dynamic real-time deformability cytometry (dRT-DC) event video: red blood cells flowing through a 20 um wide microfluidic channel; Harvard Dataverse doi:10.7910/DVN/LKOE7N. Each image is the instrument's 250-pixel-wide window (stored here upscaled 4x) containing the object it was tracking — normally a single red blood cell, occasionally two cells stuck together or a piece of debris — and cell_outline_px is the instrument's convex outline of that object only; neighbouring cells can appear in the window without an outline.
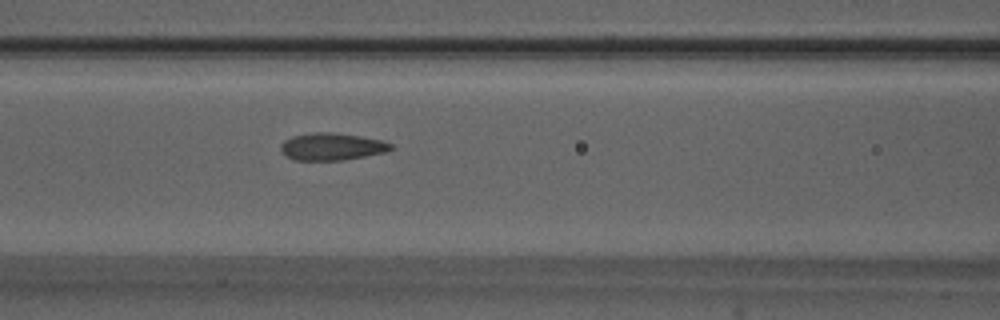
{"species": "Egyptian fruit bat (a non-hibernating species)", "species_latin": "Rousettus aegyptiacus", "temperature_condition": "warm", "stored_images_in_passage": 26, "camera_frame_rate_fps": 3000, "um_per_image_px": 0.085, "animal": {"sex": "male"}, "frame": {"image": 1, "passage_image": 16, "time_ms": 5.0, "image_size_px": [1000, 320], "cell_outline_px": [[396, 148], [384, 152], [344, 160], [296, 160], [280, 152], [280, 144], [284, 140], [292, 136], [312, 132], [332, 132], [360, 136], [380, 140], [392, 144]], "centroid_in_image_um": [28.19, 12.45], "position_along_channel_um": 138.4, "area_um2": 17.51}}
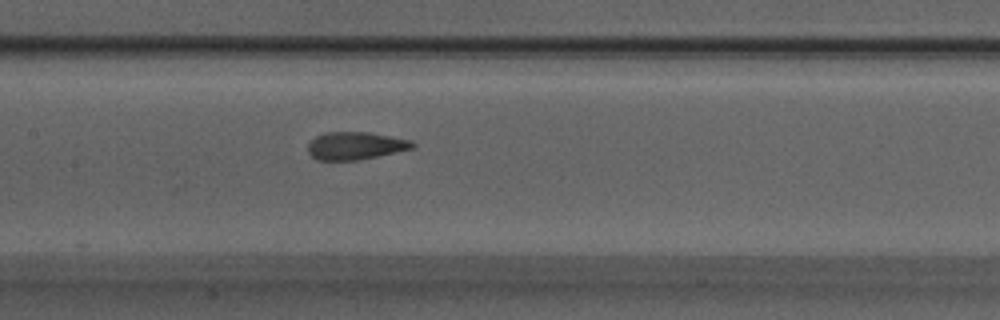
{"frame": {"image": 2, "passage_image": 19, "time_ms": 6.0, "image_size_px": [1000, 320], "cell_outline_px": [[416, 144], [412, 148], [360, 160], [316, 160], [308, 152], [308, 144], [316, 136], [324, 132], [368, 132], [412, 140]], "centroid_in_image_um": [30.19, 12.38], "position_along_channel_um": 177.2, "area_um2": 16.82}}